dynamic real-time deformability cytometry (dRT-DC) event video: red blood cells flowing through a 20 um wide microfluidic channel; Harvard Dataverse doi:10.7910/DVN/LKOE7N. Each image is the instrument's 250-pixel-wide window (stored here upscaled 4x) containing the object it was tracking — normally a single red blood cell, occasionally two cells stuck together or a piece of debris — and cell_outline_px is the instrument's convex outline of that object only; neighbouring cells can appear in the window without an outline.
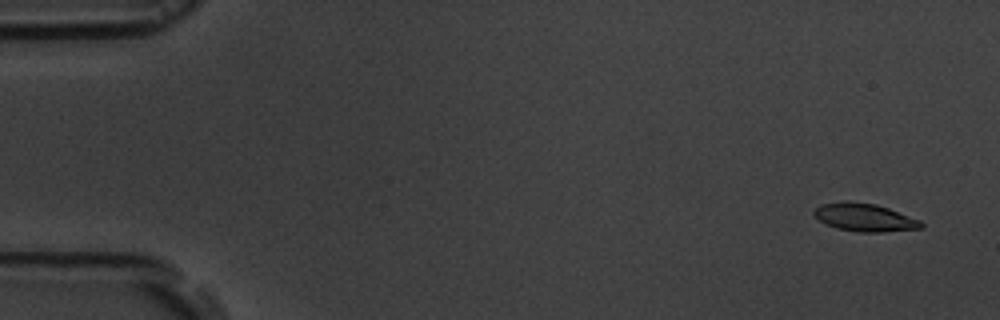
{"species": "common noctule bat (a hibernating species)", "species_latin": "Nyctalus noctula", "temperature_condition": "room temperature", "stored_images_in_passage": 5, "camera_frame_rate_fps": 3000, "um_per_image_px": 0.085, "animal": {"sex": "male", "body_mass_g": 19.5, "forearm_length_mm": 54.6}, "frame": {"image": 1, "passage_image": 1, "time_ms": 0.0, "image_size_px": [1000, 320], "cell_outline_px": [[924, 228], [880, 232], [860, 232], [836, 228], [820, 220], [812, 212], [820, 204], [848, 200], [876, 204], [888, 208], [920, 220], [924, 224]], "centroid_in_image_um": [73.5, 18.47], "position_along_channel_um": 11.5, "area_um2": 17.4}}
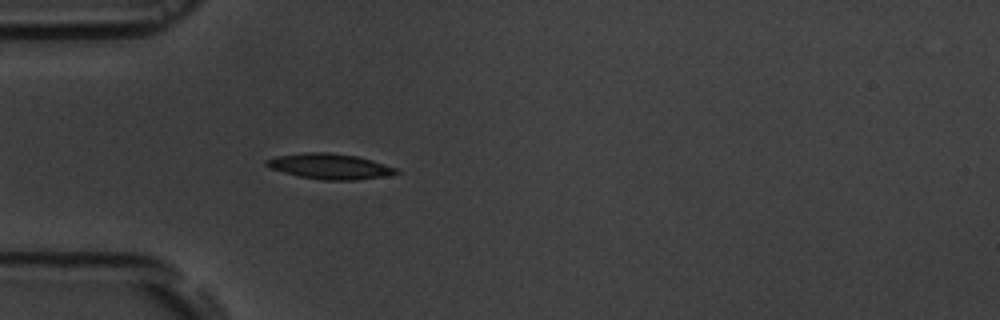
{"frame": {"image": 2, "passage_image": 5, "time_ms": 4.667, "image_size_px": [1000, 320], "cell_outline_px": [[400, 172], [388, 176], [356, 180], [324, 180], [300, 176], [284, 172], [272, 168], [264, 164], [264, 160], [276, 156], [304, 152], [328, 152], [356, 156], [372, 160], [396, 168]], "centroid_in_image_um": [28.04, 14.13], "position_along_channel_um": 57.0, "area_um2": 19.19}}